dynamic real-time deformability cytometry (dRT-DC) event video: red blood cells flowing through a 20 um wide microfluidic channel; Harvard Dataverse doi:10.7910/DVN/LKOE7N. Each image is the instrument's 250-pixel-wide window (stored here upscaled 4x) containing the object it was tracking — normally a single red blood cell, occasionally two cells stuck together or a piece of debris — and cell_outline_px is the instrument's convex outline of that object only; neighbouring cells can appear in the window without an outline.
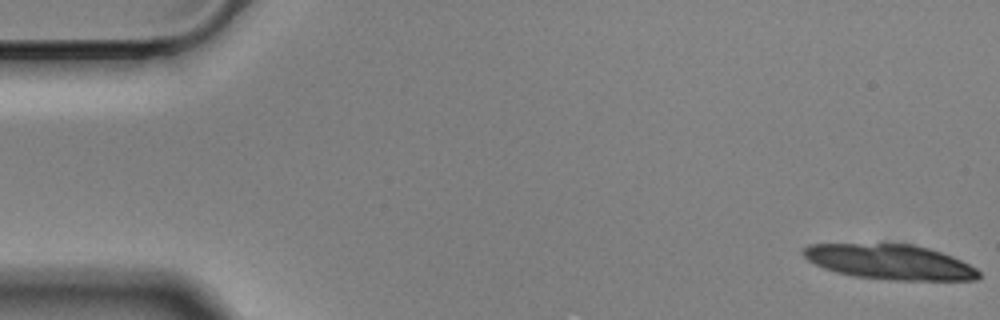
{"species": "Egyptian fruit bat (a non-hibernating species)", "species_latin": "Rousettus aegyptiacus", "temperature_condition": "cold", "stored_images_in_passage": 10, "camera_frame_rate_fps": 3000, "um_per_image_px": 0.085, "animal": {"sex": "male"}, "frame": {"image": 1, "passage_image": 1, "time_ms": 0.0, "image_size_px": [1000, 320], "cell_outline_px": [[980, 276], [976, 280], [892, 280], [852, 276], [836, 272], [824, 268], [808, 260], [800, 252], [808, 244], [912, 244], [928, 248], [952, 256], [976, 268], [980, 272]], "centroid_in_image_um": [75.63, 22.27], "position_along_channel_um": 9.4, "area_um2": 35.66}}